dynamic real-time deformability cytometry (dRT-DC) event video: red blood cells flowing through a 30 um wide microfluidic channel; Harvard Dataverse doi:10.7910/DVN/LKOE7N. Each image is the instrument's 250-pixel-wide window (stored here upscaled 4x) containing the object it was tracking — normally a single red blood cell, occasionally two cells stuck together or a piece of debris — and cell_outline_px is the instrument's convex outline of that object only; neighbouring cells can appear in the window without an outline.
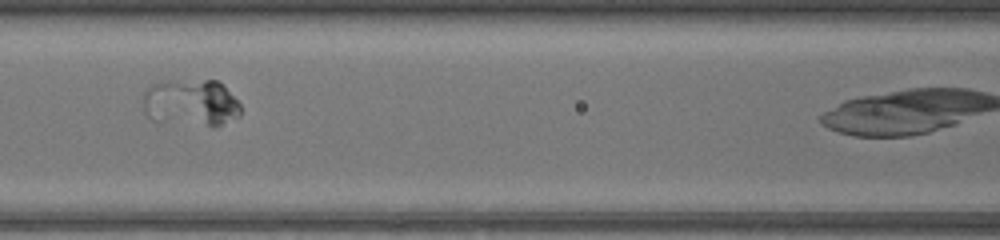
{"species": "common noctule bat (a hibernating species)", "species_latin": "Nyctalus noctula", "temperature_condition": "warm", "stored_images_in_passage": 22, "camera_frame_rate_fps": 3000, "um_per_image_px": 0.085, "animal": {"sex": "female", "body_mass_g": 17.0, "forearm_length_mm": 48.0}, "frame": {"image": 1, "passage_image": 19, "time_ms": 6.0, "image_size_px": [1000, 240], "cell_outline_px": [[240, 116], [212, 128], [144, 108], [144, 92], [152, 84], [164, 80], [216, 80], [240, 104]], "centroid_in_image_um": [16.39, 8.62], "position_along_channel_um": 150.2, "area_um2": 24.45}}